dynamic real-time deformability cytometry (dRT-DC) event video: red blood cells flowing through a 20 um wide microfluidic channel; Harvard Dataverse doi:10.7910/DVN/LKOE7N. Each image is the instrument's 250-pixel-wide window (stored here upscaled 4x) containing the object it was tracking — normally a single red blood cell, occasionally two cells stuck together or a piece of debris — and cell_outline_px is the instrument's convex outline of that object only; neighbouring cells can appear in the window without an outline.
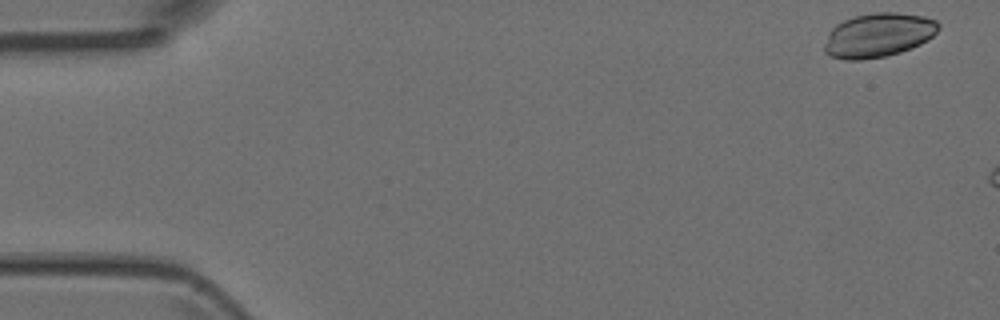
{"species": "Egyptian fruit bat (a non-hibernating species)", "species_latin": "Rousettus aegyptiacus", "temperature_condition": "room temperature", "stored_images_in_passage": 3, "camera_frame_rate_fps": 3000, "um_per_image_px": 0.085, "animal": {"sex": "female"}, "frame": {"image": 1, "passage_image": 1, "time_ms": 0.0, "image_size_px": [1000, 320], "cell_outline_px": [[940, 28], [928, 40], [912, 48], [900, 52], [884, 56], [860, 60], [844, 60], [828, 56], [824, 52], [824, 44], [828, 32], [836, 24], [844, 20], [856, 16], [872, 12], [896, 12], [924, 16], [936, 20], [940, 24]], "centroid_in_image_um": [74.64, 2.99], "position_along_channel_um": 10.4, "area_um2": 29.59}}